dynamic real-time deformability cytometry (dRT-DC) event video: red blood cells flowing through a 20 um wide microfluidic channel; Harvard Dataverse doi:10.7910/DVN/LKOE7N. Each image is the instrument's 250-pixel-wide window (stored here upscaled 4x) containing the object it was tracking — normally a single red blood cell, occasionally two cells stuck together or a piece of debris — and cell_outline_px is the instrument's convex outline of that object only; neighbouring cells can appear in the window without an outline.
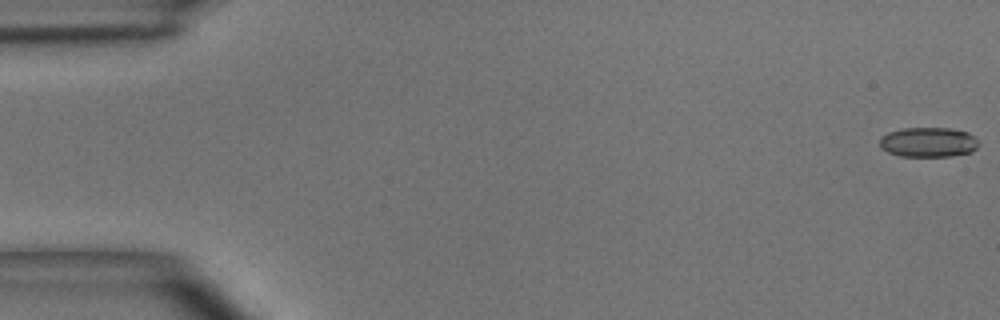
{"species": "common noctule bat (a hibernating species)", "species_latin": "Nyctalus noctula", "temperature_condition": "room temperature", "stored_images_in_passage": 49, "camera_frame_rate_fps": 3000, "um_per_image_px": 0.085, "animal": {"sex": "male", "body_mass_g": 15.6}, "frame": {"image": 1, "passage_image": 1, "time_ms": 0.0, "image_size_px": [1000, 320], "cell_outline_px": [[980, 144], [972, 152], [952, 156], [900, 156], [888, 152], [880, 148], [880, 136], [888, 132], [900, 128], [948, 128], [968, 132]], "centroid_in_image_um": [78.88, 12.08], "position_along_channel_um": 6.1, "area_um2": 17.28}}
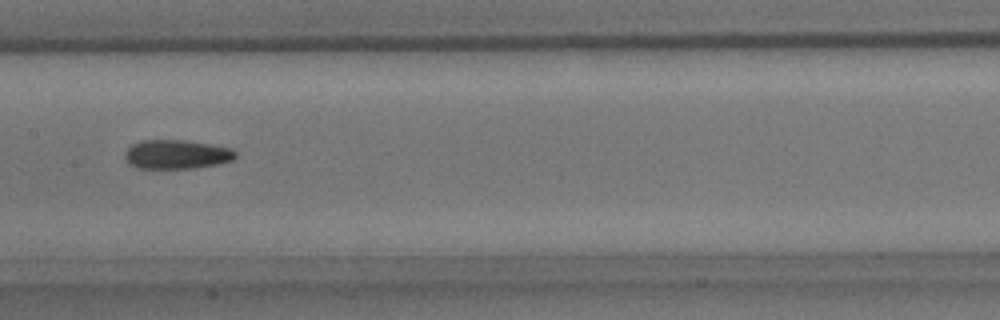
{"frame": {"image": 2, "passage_image": 25, "time_ms": 8.0, "image_size_px": [1000, 320], "cell_outline_px": [[236, 156], [232, 160], [216, 164], [192, 168], [136, 168], [128, 164], [124, 160], [124, 152], [132, 144], [140, 140], [184, 140], [232, 148], [236, 152]], "centroid_in_image_um": [14.95, 13.12], "position_along_channel_um": 192.5, "area_um2": 18.79}}
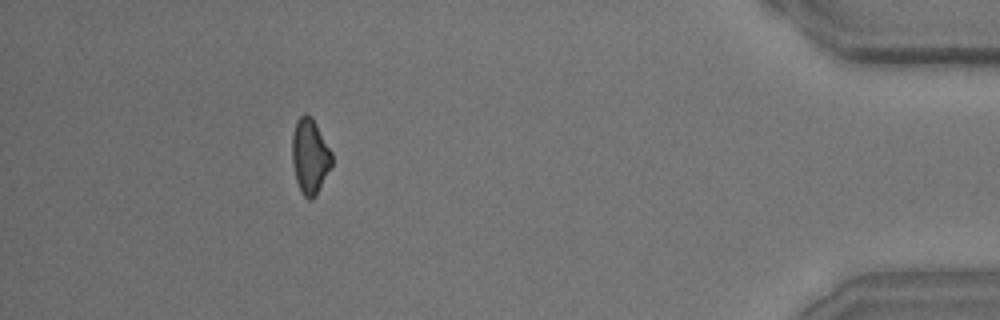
{"frame": {"image": 3, "passage_image": 45, "time_ms": 14.667, "image_size_px": [1000, 320], "cell_outline_px": [[332, 164], [316, 196], [312, 200], [308, 200], [300, 192], [296, 180], [292, 164], [292, 136], [296, 120], [304, 112], [312, 116], [332, 152]], "centroid_in_image_um": [26.33, 13.28], "position_along_channel_um": 408.9, "area_um2": 17.63}, "authors_computed_cell_mechanics": {"area_um2": 17.9758, "velocity_mm_per_s": 4.0708, "shape_relaxation_time_tau1_ms": 5.0431, "shape_relaxation_time_tau2_ms": 4.3583, "deformation_change_tau1": 0.1252, "deformation_change_tau2": 0.1303}}